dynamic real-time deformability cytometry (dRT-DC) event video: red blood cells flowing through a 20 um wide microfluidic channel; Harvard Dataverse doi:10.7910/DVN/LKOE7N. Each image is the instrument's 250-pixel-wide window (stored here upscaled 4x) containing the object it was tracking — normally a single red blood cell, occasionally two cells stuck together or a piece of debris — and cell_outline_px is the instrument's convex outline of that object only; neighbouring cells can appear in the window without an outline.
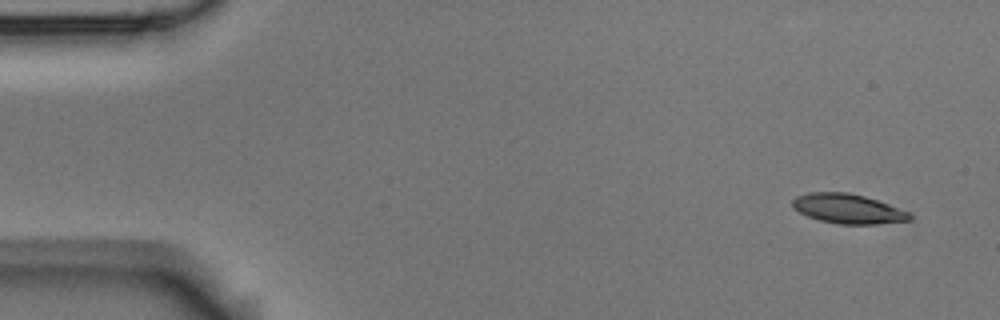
{"species": "Egyptian fruit bat (a non-hibernating species)", "species_latin": "Rousettus aegyptiacus", "temperature_condition": "room temperature", "stored_images_in_passage": 5, "camera_frame_rate_fps": 3000, "um_per_image_px": 0.085, "animal": {"sex": "male"}, "frame": {"image": 1, "passage_image": 1, "time_ms": 0.0, "image_size_px": [1000, 320], "cell_outline_px": [[912, 220], [876, 224], [836, 224], [820, 220], [808, 216], [792, 208], [792, 200], [796, 196], [808, 192], [848, 192], [864, 196], [876, 200], [908, 212], [912, 216]], "centroid_in_image_um": [72.03, 17.74], "position_along_channel_um": 13.0, "area_um2": 20.11}}
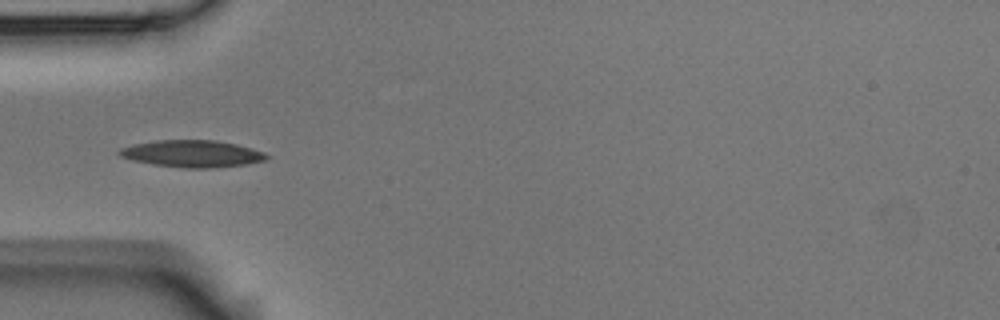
{"frame": {"image": 2, "passage_image": 5, "time_ms": 1.333, "image_size_px": [1000, 320], "cell_outline_px": [[268, 156], [264, 160], [248, 164], [208, 168], [184, 168], [152, 164], [132, 160], [120, 156], [116, 152], [120, 148], [132, 144], [156, 140], [216, 140], [236, 144], [264, 152]], "centroid_in_image_um": [16.28, 13.06], "position_along_channel_um": 68.7, "area_um2": 23.12}}